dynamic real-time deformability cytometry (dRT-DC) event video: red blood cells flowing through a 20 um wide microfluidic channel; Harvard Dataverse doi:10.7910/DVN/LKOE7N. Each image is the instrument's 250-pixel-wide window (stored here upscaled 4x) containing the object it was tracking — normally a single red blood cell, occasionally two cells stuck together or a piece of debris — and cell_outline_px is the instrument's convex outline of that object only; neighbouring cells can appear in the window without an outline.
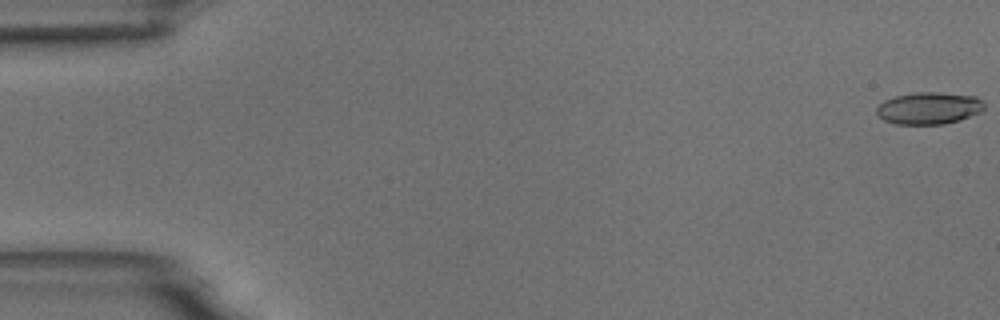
{"species": "common noctule bat (a hibernating species)", "species_latin": "Nyctalus noctula", "temperature_condition": "room temperature", "stored_images_in_passage": 55, "camera_frame_rate_fps": 3000, "um_per_image_px": 0.085, "animal": {"sex": "male", "body_mass_g": 18.8}, "frame": {"image": 1, "passage_image": 1, "time_ms": 0.0, "image_size_px": [1000, 320], "cell_outline_px": [[984, 108], [980, 112], [960, 120], [944, 124], [896, 124], [884, 120], [876, 112], [876, 108], [884, 100], [896, 96], [916, 92], [940, 92], [976, 96], [984, 104]], "centroid_in_image_um": [78.96, 9.19], "position_along_channel_um": 6.0, "area_um2": 20.06}}
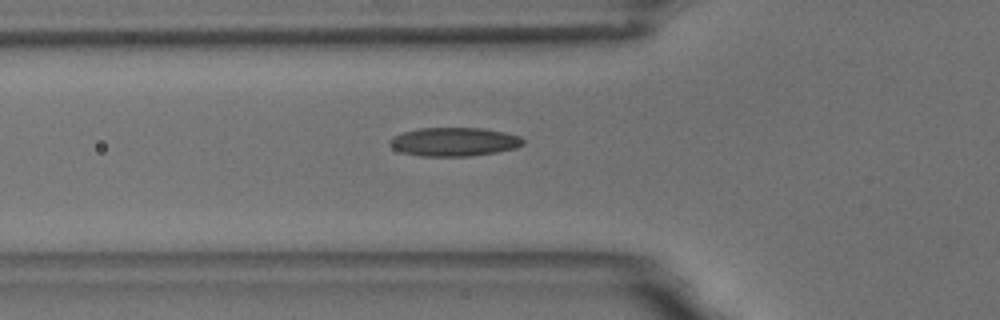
{"frame": {"image": 2, "passage_image": 20, "time_ms": 6.333, "image_size_px": [1000, 320], "cell_outline_px": [[524, 144], [516, 148], [496, 152], [468, 156], [420, 156], [400, 152], [392, 148], [388, 144], [388, 140], [392, 136], [404, 132], [420, 128], [484, 128], [504, 132], [520, 136], [524, 140]], "centroid_in_image_um": [38.57, 12.05], "position_along_channel_um": 87.2, "area_um2": 22.43}}
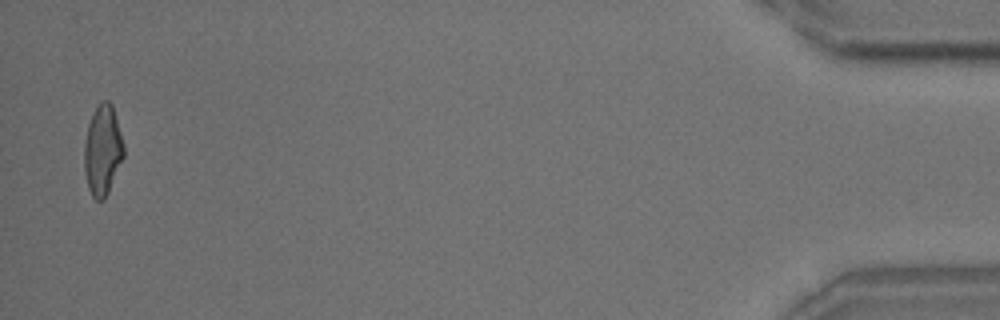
{"frame": {"image": 3, "passage_image": 55, "time_ms": 18.0, "image_size_px": [1000, 320], "cell_outline_px": [[124, 156], [108, 192], [104, 200], [96, 200], [92, 196], [88, 188], [84, 172], [84, 144], [88, 124], [96, 108], [104, 100], [108, 100], [112, 104], [124, 144]], "centroid_in_image_um": [8.72, 12.79], "position_along_channel_um": 426.5, "area_um2": 20.63}, "authors_computed_cell_mechanics": {"area_um2": 20.808, "velocity_mm_per_s": 3.6573, "shape_relaxation_time_tau1_ms": 5.9261, "shape_relaxation_time_tau2_ms": 2.0866, "deformation_change_tau1": 0.1808, "deformation_change_tau2": 0.0944}}